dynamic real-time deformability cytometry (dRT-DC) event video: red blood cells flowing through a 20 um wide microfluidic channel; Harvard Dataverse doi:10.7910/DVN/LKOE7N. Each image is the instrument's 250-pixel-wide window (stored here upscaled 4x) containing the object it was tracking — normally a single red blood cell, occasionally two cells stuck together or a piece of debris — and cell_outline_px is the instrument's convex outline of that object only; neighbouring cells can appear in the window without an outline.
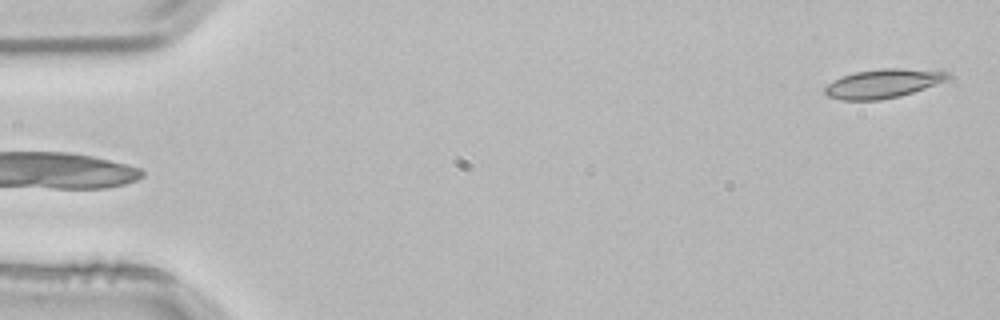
{"species": "common noctule bat (a hibernating species)", "species_latin": "Nyctalus noctula", "temperature_condition": "room temperature", "stored_images_in_passage": 4, "camera_frame_rate_fps": 3000, "um_per_image_px": 0.085, "animal": {"sex": "male", "body_mass_g": 21.5, "forearm_length_mm": 52.0}, "frame": {"image": 1, "passage_image": 4, "time_ms": 1.0, "image_size_px": [1000, 320], "cell_outline_px": [[952, 76], [944, 80], [924, 88], [900, 96], [880, 100], [840, 100], [828, 96], [824, 92], [824, 88], [832, 80], [856, 72], [880, 68], [940, 68], [948, 72]], "centroid_in_image_um": [75.11, 7.07], "position_along_channel_um": 9.9, "area_um2": 21.04}}